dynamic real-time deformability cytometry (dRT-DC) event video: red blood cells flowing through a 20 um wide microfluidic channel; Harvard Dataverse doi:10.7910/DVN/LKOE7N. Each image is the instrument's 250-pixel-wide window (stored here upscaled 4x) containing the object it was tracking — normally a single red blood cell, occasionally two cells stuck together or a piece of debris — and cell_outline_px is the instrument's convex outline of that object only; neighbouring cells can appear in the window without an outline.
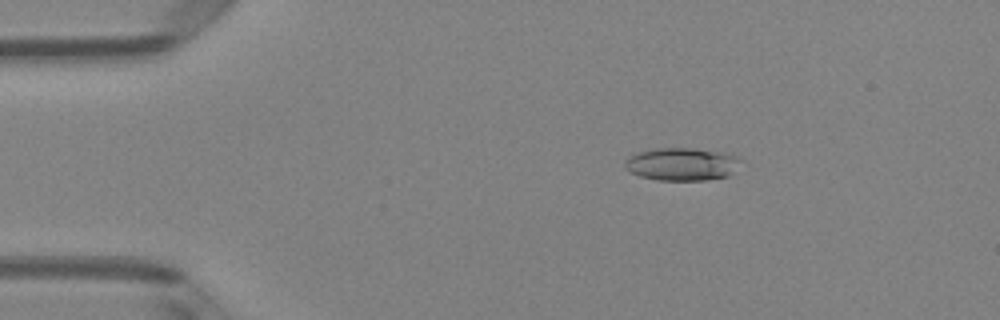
{"species": "Egyptian fruit bat (a non-hibernating species)", "species_latin": "Rousettus aegyptiacus", "temperature_condition": "room temperature", "stored_images_in_passage": 43, "camera_frame_rate_fps": 3000, "um_per_image_px": 0.085, "animal": {"sex": "female"}, "frame": {"image": 1, "passage_image": 1, "time_ms": 0.0, "image_size_px": [1000, 320], "cell_outline_px": [[744, 160], [728, 176], [704, 180], [656, 180], [640, 176], [624, 168], [624, 164], [628, 156], [636, 152], [656, 148], [692, 148], [724, 152], [740, 156]], "centroid_in_image_um": [57.98, 13.94], "position_along_channel_um": 27.0, "area_um2": 22.43}}
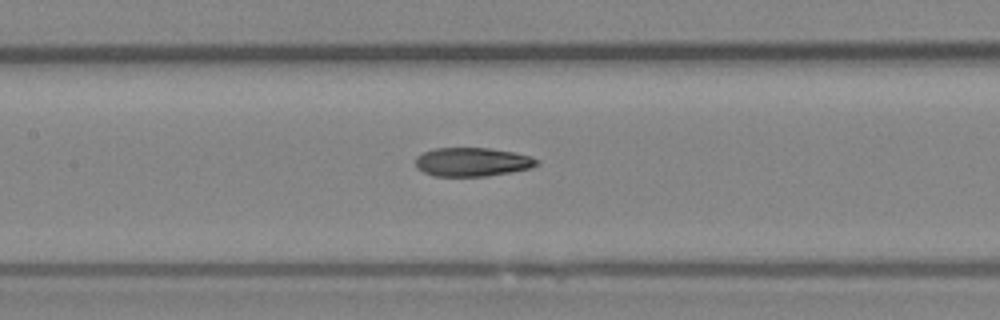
{"frame": {"image": 2, "passage_image": 16, "time_ms": 5.0, "image_size_px": [1000, 320], "cell_outline_px": [[540, 164], [532, 168], [512, 172], [488, 176], [432, 176], [416, 168], [416, 156], [432, 148], [488, 148], [516, 152], [532, 156], [540, 160]], "centroid_in_image_um": [40.19, 13.77], "position_along_channel_um": 167.2, "area_um2": 20.69}}
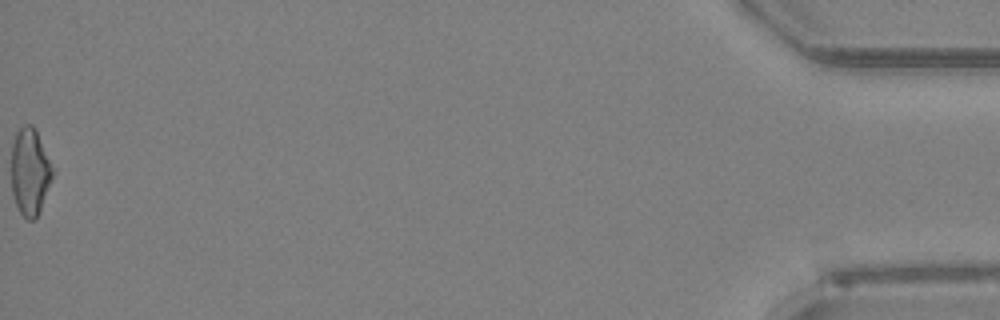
{"frame": {"image": 3, "passage_image": 43, "time_ms": 14.0, "image_size_px": [1000, 320], "cell_outline_px": [[52, 176], [36, 220], [28, 220], [20, 212], [16, 204], [12, 192], [12, 144], [16, 132], [24, 124], [32, 124], [36, 132], [52, 168]], "centroid_in_image_um": [2.51, 14.61], "position_along_channel_um": 432.7, "area_um2": 20.23}, "authors_computed_cell_mechanics": {"area_um2": 20.808, "velocity_mm_per_s": 4.0633, "shape_relaxation_time_tau1_ms": 9.5392, "shape_relaxation_time_tau2_ms": 3.6866, "deformation_change_tau1": 0.235, "deformation_change_tau2": 0.127}}